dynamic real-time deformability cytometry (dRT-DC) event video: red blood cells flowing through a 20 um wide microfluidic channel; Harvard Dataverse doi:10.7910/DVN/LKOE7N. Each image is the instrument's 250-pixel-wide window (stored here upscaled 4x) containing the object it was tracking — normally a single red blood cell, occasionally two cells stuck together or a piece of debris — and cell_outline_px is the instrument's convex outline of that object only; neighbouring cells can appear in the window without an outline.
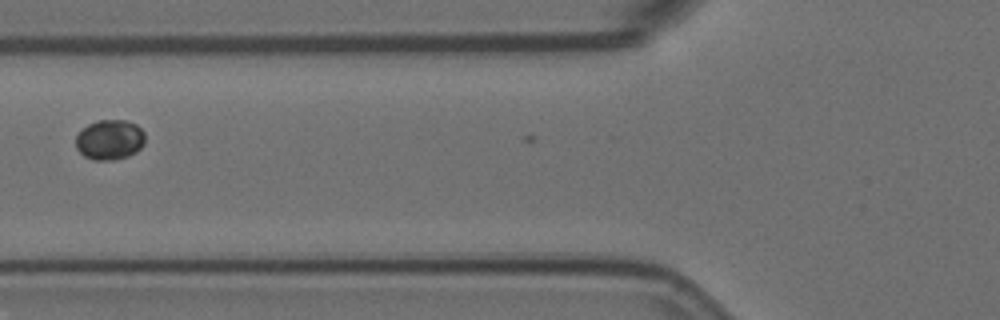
{"species": "Egyptian fruit bat (a non-hibernating species)", "species_latin": "Rousettus aegyptiacus", "temperature_condition": "room temperature", "stored_images_in_passage": 5, "camera_frame_rate_fps": 3000, "um_per_image_px": 0.085, "animal": {"sex": "female"}, "frame": {"image": 1, "passage_image": 4, "time_ms": 1.0, "image_size_px": [1000, 320], "cell_outline_px": [[144, 144], [136, 152], [128, 156], [116, 160], [92, 160], [84, 156], [76, 148], [76, 136], [88, 124], [96, 120], [128, 120], [136, 124], [144, 132]], "centroid_in_image_um": [9.33, 11.88], "position_along_channel_um": 116.5, "area_um2": 16.3}}